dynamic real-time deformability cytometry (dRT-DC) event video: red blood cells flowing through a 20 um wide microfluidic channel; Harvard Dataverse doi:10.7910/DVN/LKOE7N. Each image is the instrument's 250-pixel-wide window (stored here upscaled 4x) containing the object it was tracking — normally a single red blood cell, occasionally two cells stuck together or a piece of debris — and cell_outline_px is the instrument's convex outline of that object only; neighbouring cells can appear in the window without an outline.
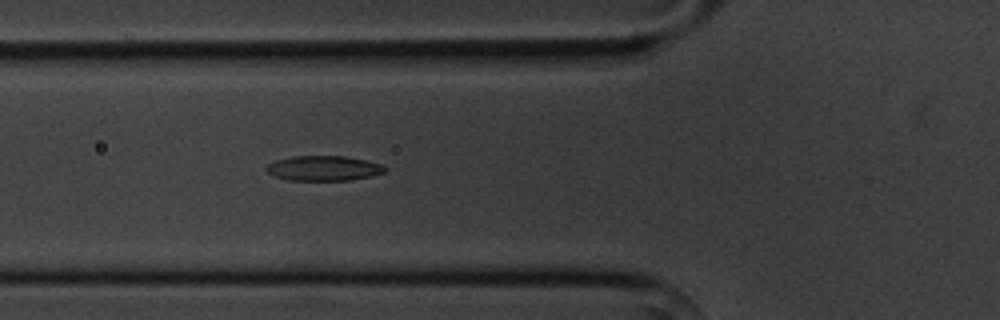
{"species": "common noctule bat (a hibernating species)", "species_latin": "Nyctalus noctula", "temperature_condition": "cold", "stored_images_in_passage": 6, "camera_frame_rate_fps": 3000, "um_per_image_px": 0.085, "animal": {"sex": "male", "body_mass_g": 20.1, "forearm_length_mm": 53.5}, "frame": {"image": 1, "passage_image": 6, "time_ms": 6.333, "image_size_px": [1000, 320], "cell_outline_px": [[388, 168], [384, 172], [372, 176], [352, 180], [288, 180], [276, 176], [268, 172], [264, 168], [268, 164], [276, 160], [292, 156], [348, 156], [380, 164]], "centroid_in_image_um": [27.52, 14.3], "position_along_channel_um": 98.3, "area_um2": 17.22}}